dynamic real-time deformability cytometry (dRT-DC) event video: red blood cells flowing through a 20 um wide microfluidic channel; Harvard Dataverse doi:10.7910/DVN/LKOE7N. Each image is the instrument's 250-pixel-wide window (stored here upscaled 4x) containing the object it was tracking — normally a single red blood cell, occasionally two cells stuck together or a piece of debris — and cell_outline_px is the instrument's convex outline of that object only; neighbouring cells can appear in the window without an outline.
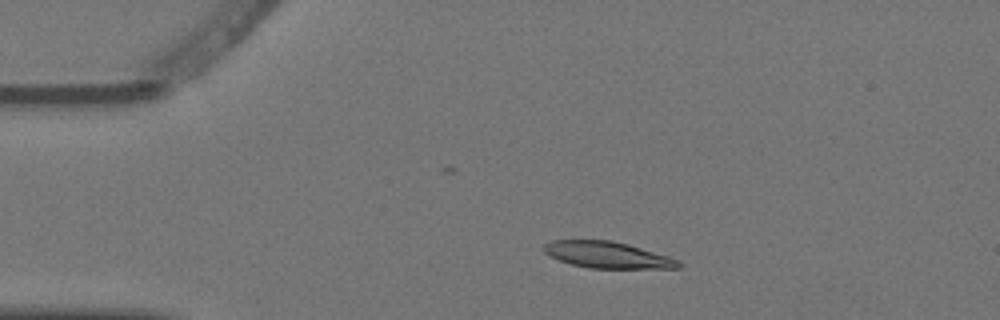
{"species": "Egyptian fruit bat (a non-hibernating species)", "species_latin": "Rousettus aegyptiacus", "temperature_condition": "warm", "stored_images_in_passage": 4, "camera_frame_rate_fps": 3000, "um_per_image_px": 0.085, "animal": {"sex": "female"}, "frame": {"image": 1, "passage_image": 2, "time_ms": 0.333, "image_size_px": [1000, 320], "cell_outline_px": [[684, 264], [680, 268], [588, 268], [572, 264], [548, 256], [544, 252], [544, 244], [552, 240], [612, 240], [628, 244], [668, 256], [680, 260]], "centroid_in_image_um": [51.65, 21.67], "position_along_channel_um": 33.3, "area_um2": 20.81}}
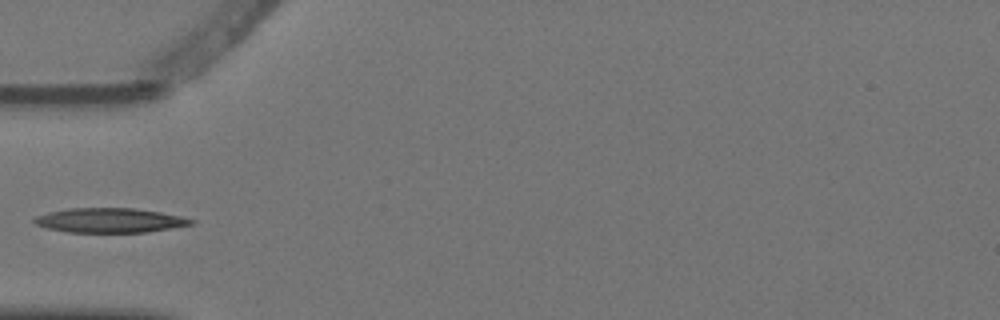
{"frame": {"image": 2, "passage_image": 4, "time_ms": 1.0, "image_size_px": [1000, 320], "cell_outline_px": [[196, 220], [192, 224], [148, 232], [68, 232], [48, 228], [36, 224], [32, 220], [36, 216], [48, 212], [68, 208], [136, 208], [160, 212], [180, 216]], "centroid_in_image_um": [9.32, 18.72], "position_along_channel_um": 75.7, "area_um2": 22.31}}